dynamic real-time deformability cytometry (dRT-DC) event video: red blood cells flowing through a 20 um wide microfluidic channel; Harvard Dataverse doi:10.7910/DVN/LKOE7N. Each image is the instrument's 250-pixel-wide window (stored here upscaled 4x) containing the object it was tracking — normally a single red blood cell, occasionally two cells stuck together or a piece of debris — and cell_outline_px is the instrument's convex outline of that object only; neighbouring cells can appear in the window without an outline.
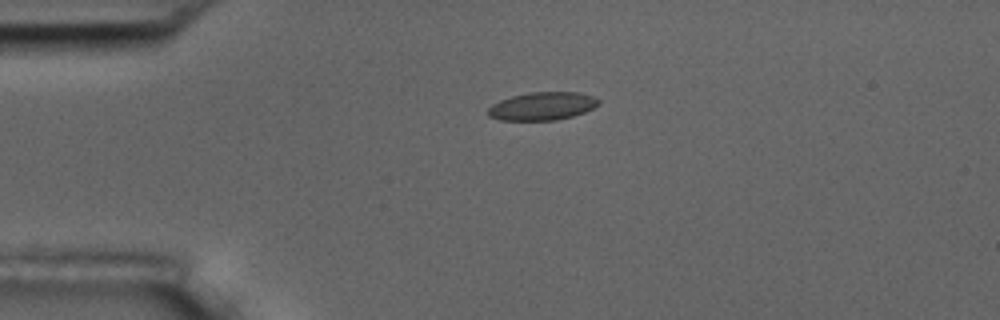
{"species": "common noctule bat (a hibernating species)", "species_latin": "Nyctalus noctula", "temperature_condition": "room temperature", "stored_images_in_passage": 44, "camera_frame_rate_fps": 3000, "um_per_image_px": 0.085, "animal": {"sex": "male", "body_mass_g": 17.5, "forearm_length_mm": 52.3}, "frame": {"image": 1, "passage_image": 1, "time_ms": 0.0, "image_size_px": [1000, 320], "cell_outline_px": [[600, 104], [584, 112], [572, 116], [556, 120], [500, 120], [488, 116], [488, 108], [492, 104], [500, 100], [512, 96], [532, 92], [580, 92], [592, 96], [600, 100]], "centroid_in_image_um": [46.1, 9.02], "position_along_channel_um": 38.9, "area_um2": 18.03}}
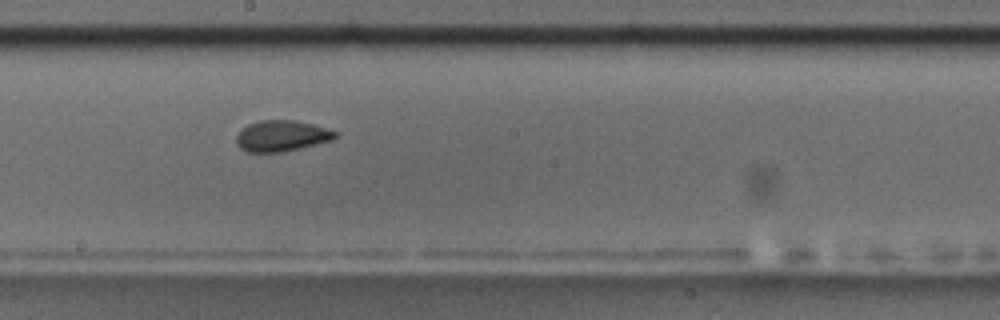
{"frame": {"image": 2, "passage_image": 19, "time_ms": 6.0, "image_size_px": [1000, 320], "cell_outline_px": [[336, 136], [332, 140], [300, 148], [280, 152], [248, 152], [240, 148], [236, 144], [236, 136], [240, 128], [248, 124], [260, 120], [296, 120], [312, 124], [336, 132]], "centroid_in_image_um": [23.87, 11.54], "position_along_channel_um": 224.3, "area_um2": 17.8}}
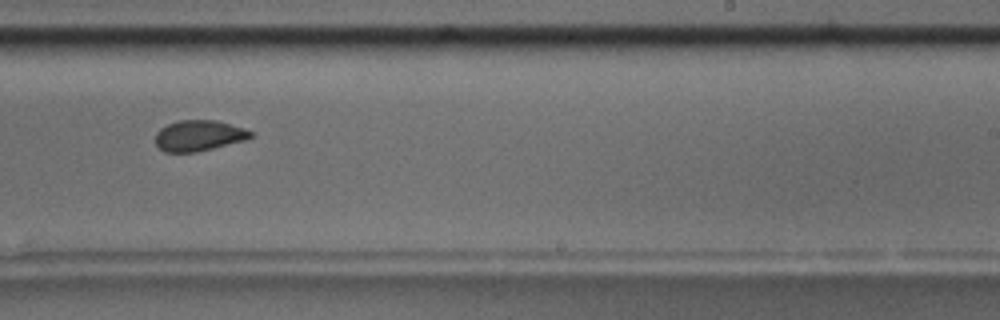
{"frame": {"image": 3, "passage_image": 23, "time_ms": 7.333, "image_size_px": [1000, 320], "cell_outline_px": [[252, 136], [248, 140], [196, 152], [164, 152], [156, 144], [156, 132], [160, 128], [176, 120], [216, 120], [252, 132]], "centroid_in_image_um": [16.87, 11.53], "position_along_channel_um": 272.1, "area_um2": 16.99}, "authors_computed_cell_mechanics": {"area_um2": 17.8313, "velocity_mm_per_s": 3.5909, "shape_relaxation_time_tau1_ms": 3.3046, "shape_relaxation_time_tau2_ms": 1.7181, "deformation_change_tau1": 0.1193, "deformation_change_tau2": 0.0685}}